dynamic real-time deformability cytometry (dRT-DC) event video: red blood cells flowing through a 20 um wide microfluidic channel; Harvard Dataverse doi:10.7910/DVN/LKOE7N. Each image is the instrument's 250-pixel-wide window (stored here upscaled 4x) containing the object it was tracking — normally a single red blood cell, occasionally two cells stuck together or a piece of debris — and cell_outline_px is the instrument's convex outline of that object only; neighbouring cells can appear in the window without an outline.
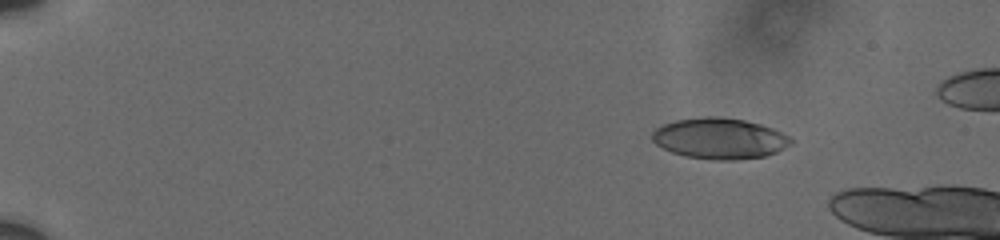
{"species": "human", "species_latin": "Homo sapiens", "temperature_condition": "cold", "stored_images_in_passage": 5, "camera_frame_rate_fps": 3000, "um_per_image_px": 0.085, "donor": {"sex": "male"}, "frame": {"image": 1, "passage_image": 3, "time_ms": 1.667, "image_size_px": [1000, 240], "cell_outline_px": [[792, 144], [776, 152], [764, 156], [736, 160], [712, 160], [688, 156], [672, 152], [656, 144], [652, 140], [652, 132], [656, 128], [664, 124], [676, 120], [704, 116], [716, 116], [744, 120], [760, 124], [772, 128], [788, 136], [792, 140]], "centroid_in_image_um": [61.16, 11.77], "position_along_channel_um": 23.8, "area_um2": 32.89}}